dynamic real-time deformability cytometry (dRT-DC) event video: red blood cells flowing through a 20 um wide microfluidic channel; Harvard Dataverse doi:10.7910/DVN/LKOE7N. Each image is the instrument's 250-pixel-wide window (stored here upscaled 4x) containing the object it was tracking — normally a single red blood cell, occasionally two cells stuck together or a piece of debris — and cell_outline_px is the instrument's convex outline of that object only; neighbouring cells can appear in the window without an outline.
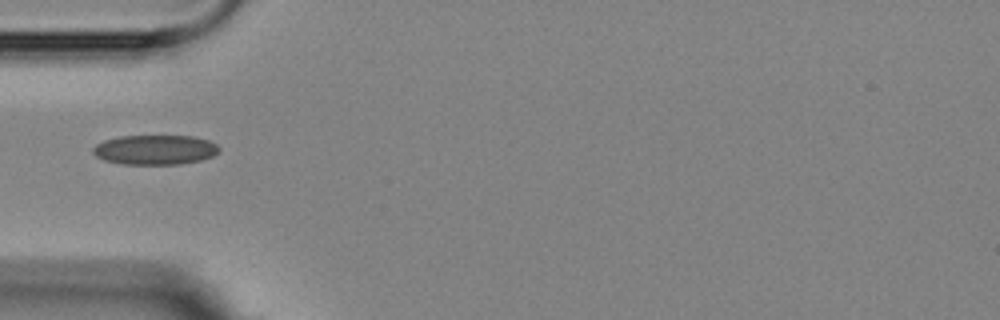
{"species": "Egyptian fruit bat (a non-hibernating species)", "species_latin": "Rousettus aegyptiacus", "temperature_condition": "room temperature", "stored_images_in_passage": 6, "camera_frame_rate_fps": 3000, "um_per_image_px": 0.085, "animal": {"sex": "female"}, "frame": {"image": 1, "passage_image": 6, "time_ms": 5.667, "image_size_px": [1000, 320], "cell_outline_px": [[220, 152], [212, 156], [200, 160], [180, 164], [124, 164], [104, 160], [96, 156], [92, 152], [92, 148], [96, 144], [104, 140], [120, 136], [192, 136], [208, 140], [216, 144], [220, 148]], "centroid_in_image_um": [13.18, 12.73], "position_along_channel_um": 71.8, "area_um2": 21.85}}